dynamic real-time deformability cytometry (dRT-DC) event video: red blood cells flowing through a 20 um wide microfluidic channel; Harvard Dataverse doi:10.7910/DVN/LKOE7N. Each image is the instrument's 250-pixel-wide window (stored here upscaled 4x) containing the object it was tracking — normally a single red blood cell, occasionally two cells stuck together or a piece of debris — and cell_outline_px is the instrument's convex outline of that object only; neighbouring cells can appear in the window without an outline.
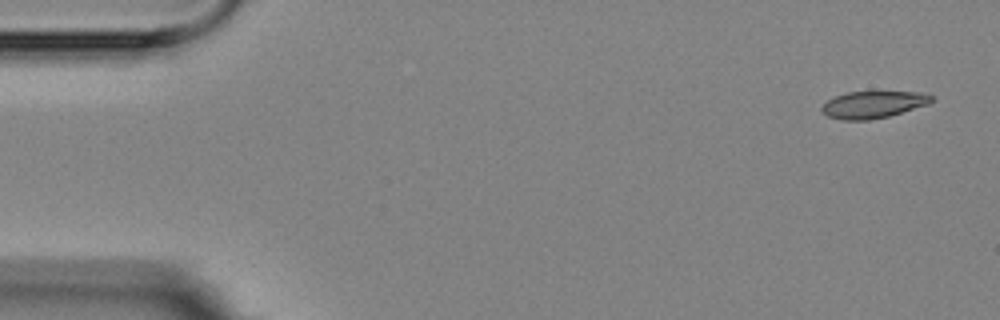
{"species": "Egyptian fruit bat (a non-hibernating species)", "species_latin": "Rousettus aegyptiacus", "temperature_condition": "room temperature", "stored_images_in_passage": 5, "camera_frame_rate_fps": 3000, "um_per_image_px": 0.085, "animal": {"sex": "female"}, "frame": {"image": 1, "passage_image": 1, "time_ms": 0.0, "image_size_px": [1000, 320], "cell_outline_px": [[932, 100], [928, 104], [888, 116], [868, 120], [844, 120], [828, 116], [820, 112], [820, 108], [828, 100], [836, 96], [848, 92], [924, 92], [932, 96]], "centroid_in_image_um": [74.19, 8.89], "position_along_channel_um": 10.8, "area_um2": 17.05}}
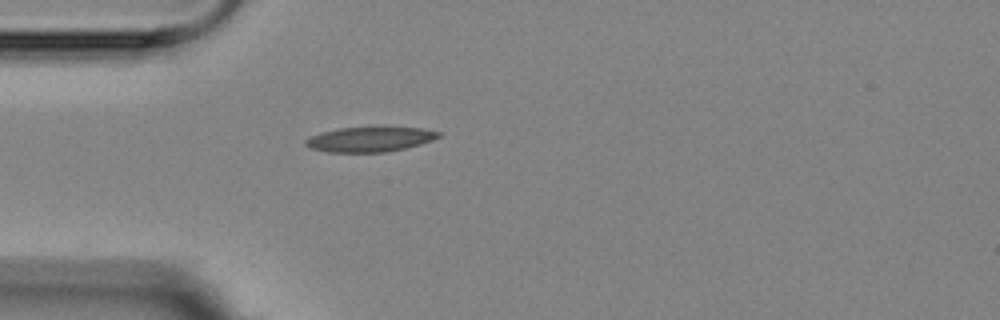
{"frame": {"image": 2, "passage_image": 5, "time_ms": 4.333, "image_size_px": [1000, 320], "cell_outline_px": [[440, 136], [432, 140], [420, 144], [404, 148], [384, 152], [328, 152], [308, 148], [304, 144], [304, 140], [320, 132], [340, 128], [384, 124], [424, 128], [440, 132]], "centroid_in_image_um": [31.46, 11.78], "position_along_channel_um": 53.5, "area_um2": 20.23}}